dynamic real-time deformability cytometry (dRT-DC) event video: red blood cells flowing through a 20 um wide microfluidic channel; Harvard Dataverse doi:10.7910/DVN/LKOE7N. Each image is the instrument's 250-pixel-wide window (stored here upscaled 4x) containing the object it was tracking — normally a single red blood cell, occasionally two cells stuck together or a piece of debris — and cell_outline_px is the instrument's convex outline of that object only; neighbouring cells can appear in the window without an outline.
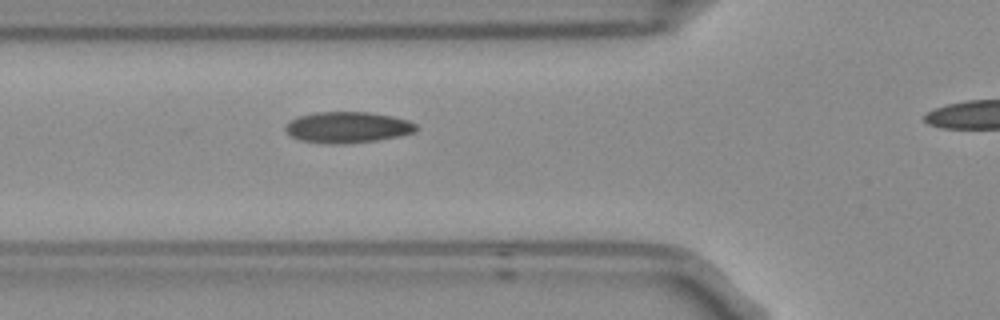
{"species": "Egyptian fruit bat (a non-hibernating species)", "species_latin": "Rousettus aegyptiacus", "temperature_condition": "room temperature", "stored_images_in_passage": 3, "camera_frame_rate_fps": 3000, "um_per_image_px": 0.085, "frame": {"image": 1, "passage_image": 2, "time_ms": 0.333, "image_size_px": [1000, 320], "cell_outline_px": [[416, 132], [400, 136], [380, 140], [348, 144], [324, 144], [300, 140], [292, 136], [284, 128], [288, 120], [300, 116], [316, 112], [372, 112], [392, 116], [408, 120], [416, 124]], "centroid_in_image_um": [29.56, 10.83], "position_along_channel_um": 96.2, "area_um2": 23.99}}